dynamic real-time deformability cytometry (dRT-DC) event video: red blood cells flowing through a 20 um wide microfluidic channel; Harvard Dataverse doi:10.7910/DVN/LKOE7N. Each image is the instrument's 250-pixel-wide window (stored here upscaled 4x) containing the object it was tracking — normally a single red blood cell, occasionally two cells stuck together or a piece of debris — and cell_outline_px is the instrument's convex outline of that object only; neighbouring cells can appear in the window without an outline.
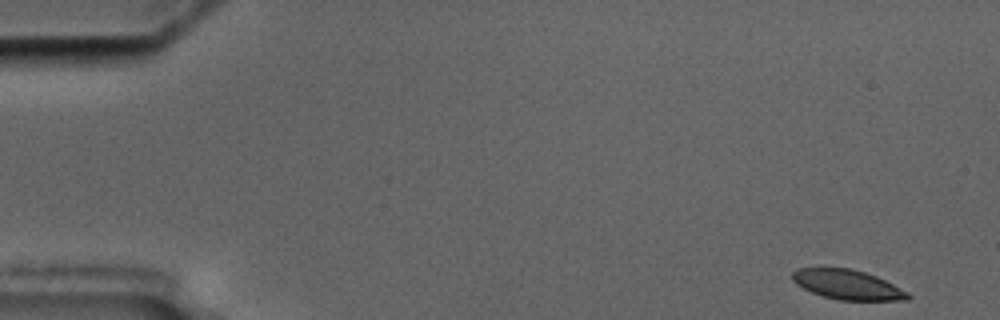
{"species": "common noctule bat (a hibernating species)", "species_latin": "Nyctalus noctula", "temperature_condition": "cold", "stored_images_in_passage": 5, "camera_frame_rate_fps": 3000, "um_per_image_px": 0.085, "animal": {"sex": "male", "body_mass_g": 17.5, "forearm_length_mm": 52.3}, "frame": {"image": 1, "passage_image": 1, "time_ms": 0.0, "image_size_px": [1000, 320], "cell_outline_px": [[912, 296], [908, 300], [836, 300], [812, 292], [796, 284], [792, 280], [792, 272], [796, 268], [852, 268], [876, 276], [908, 292]], "centroid_in_image_um": [72.03, 24.19], "position_along_channel_um": 13.0, "area_um2": 19.88}}
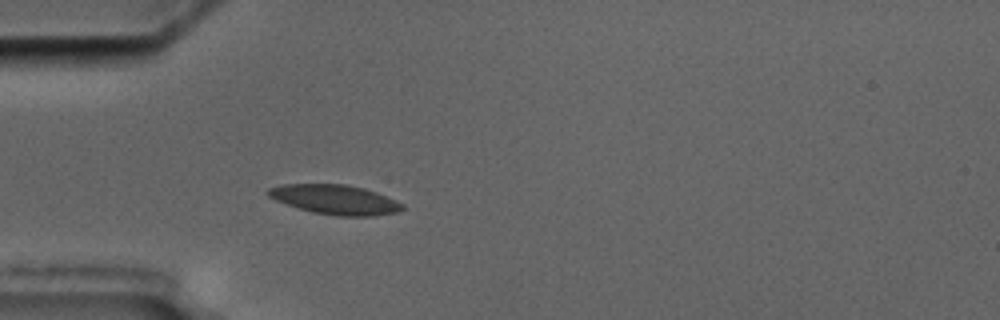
{"frame": {"image": 2, "passage_image": 5, "time_ms": 4.667, "image_size_px": [1000, 320], "cell_outline_px": [[404, 208], [400, 212], [372, 216], [336, 216], [312, 212], [276, 200], [268, 196], [264, 192], [268, 188], [280, 184], [344, 184], [364, 188], [376, 192], [404, 204]], "centroid_in_image_um": [28.48, 16.96], "position_along_channel_um": 56.5, "area_um2": 23.18}}